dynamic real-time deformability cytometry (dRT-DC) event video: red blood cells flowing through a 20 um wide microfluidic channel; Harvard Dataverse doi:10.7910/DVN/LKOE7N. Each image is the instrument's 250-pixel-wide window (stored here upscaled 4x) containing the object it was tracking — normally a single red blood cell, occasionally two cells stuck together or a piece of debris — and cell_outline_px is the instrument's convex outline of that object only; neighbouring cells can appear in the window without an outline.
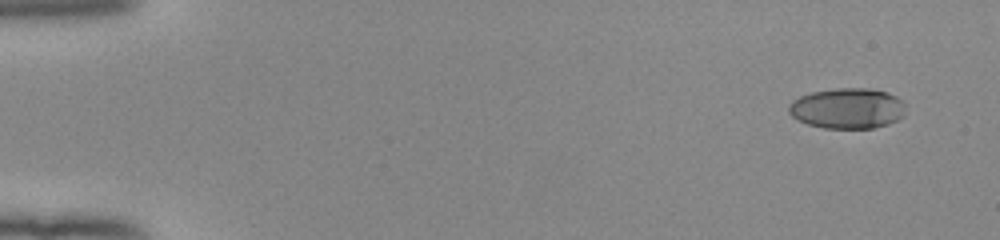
{"species": "human", "species_latin": "Homo sapiens", "temperature_condition": "room temperature", "stored_images_in_passage": 50, "camera_frame_rate_fps": 3000, "um_per_image_px": 0.085, "donor": {"sex": "female"}, "frame": {"image": 1, "passage_image": 1, "time_ms": 0.0, "image_size_px": [1000, 240], "cell_outline_px": [[904, 116], [888, 124], [872, 128], [824, 128], [808, 124], [796, 120], [788, 112], [788, 104], [792, 100], [800, 96], [812, 92], [836, 88], [868, 88], [888, 92], [896, 96], [904, 104]], "centroid_in_image_um": [72.0, 9.21], "position_along_channel_um": 13.0, "area_um2": 27.74}}
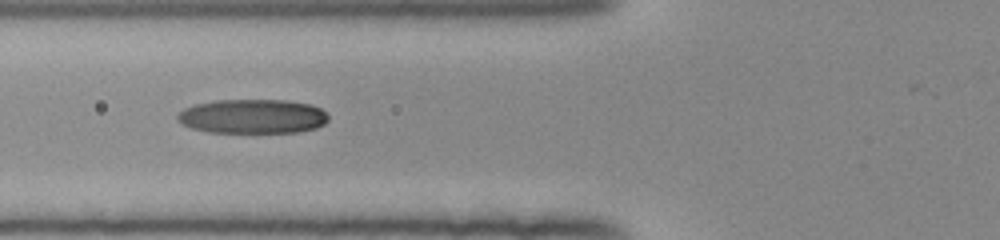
{"frame": {"image": 2, "passage_image": 19, "time_ms": 6.0, "image_size_px": [1000, 240], "cell_outline_px": [[328, 120], [324, 124], [316, 128], [296, 132], [208, 132], [192, 128], [180, 124], [176, 120], [176, 116], [184, 108], [196, 104], [216, 100], [284, 100], [312, 104], [320, 108], [328, 116]], "centroid_in_image_um": [21.45, 9.89], "position_along_channel_um": 104.3, "area_um2": 30.23}}
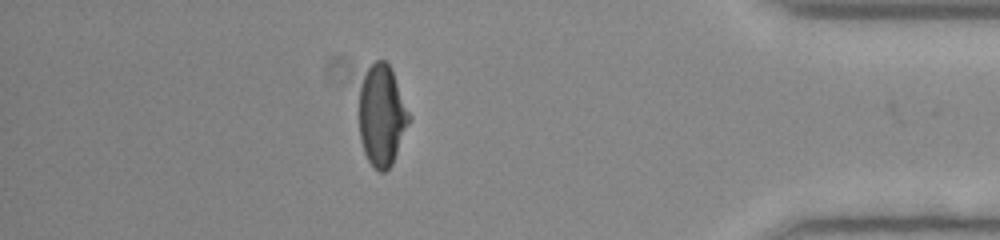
{"frame": {"image": 3, "passage_image": 44, "time_ms": 14.333, "image_size_px": [1000, 240], "cell_outline_px": [[412, 116], [392, 164], [384, 172], [380, 172], [368, 160], [364, 152], [360, 140], [360, 84], [368, 68], [376, 60], [384, 60], [392, 68]], "centroid_in_image_um": [32.48, 9.79], "position_along_channel_um": 402.7, "area_um2": 29.48}, "authors_computed_cell_mechanics": {"area_um2": 29.767, "velocity_mm_per_s": 4.0027, "shape_relaxation_time_tau1_ms": 6.3119, "shape_relaxation_time_tau2_ms": 2.3609, "deformation_change_tau1": 0.2299, "deformation_change_tau2": 0.064}}